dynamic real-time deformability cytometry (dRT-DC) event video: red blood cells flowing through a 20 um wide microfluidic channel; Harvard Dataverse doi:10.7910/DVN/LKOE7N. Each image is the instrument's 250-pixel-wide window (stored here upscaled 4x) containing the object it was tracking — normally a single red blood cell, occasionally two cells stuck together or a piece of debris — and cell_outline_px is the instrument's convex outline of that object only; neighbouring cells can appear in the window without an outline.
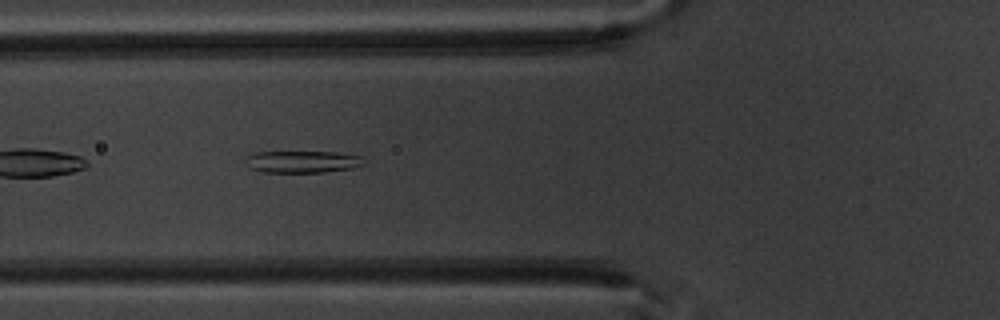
{"species": "common noctule bat (a hibernating species)", "species_latin": "Nyctalus noctula", "temperature_condition": "warm", "stored_images_in_passage": 4, "camera_frame_rate_fps": 3000, "um_per_image_px": 0.085, "animal": {"sex": "male", "body_mass_g": 20.1, "forearm_length_mm": 53.5}, "frame": {"image": 1, "passage_image": 4, "time_ms": 3.333, "image_size_px": [1000, 320], "cell_outline_px": [[364, 164], [352, 168], [324, 172], [260, 172], [248, 168], [244, 160], [252, 152], [336, 152], [360, 156]], "centroid_in_image_um": [25.62, 13.75], "position_along_channel_um": 100.2, "area_um2": 15.2}}